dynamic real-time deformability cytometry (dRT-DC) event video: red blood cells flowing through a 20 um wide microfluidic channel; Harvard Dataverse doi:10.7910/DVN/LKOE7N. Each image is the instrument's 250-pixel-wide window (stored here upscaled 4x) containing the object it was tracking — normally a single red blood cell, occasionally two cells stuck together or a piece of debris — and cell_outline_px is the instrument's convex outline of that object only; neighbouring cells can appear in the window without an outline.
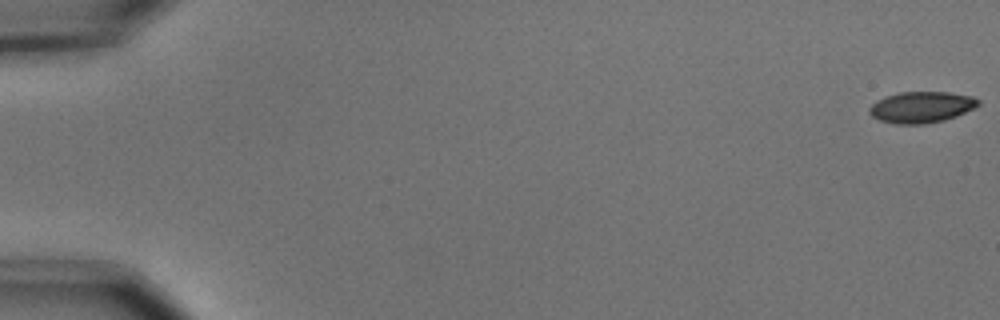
{"species": "common noctule bat (a hibernating species)", "species_latin": "Nyctalus noctula", "temperature_condition": "cold", "stored_images_in_passage": 56, "camera_frame_rate_fps": 3000, "um_per_image_px": 0.085, "animal": {"sex": "male", "body_mass_g": 15.6}, "frame": {"image": 1, "passage_image": 1, "time_ms": 0.0, "image_size_px": [1000, 320], "cell_outline_px": [[980, 104], [956, 116], [944, 120], [924, 124], [896, 124], [880, 120], [872, 116], [868, 112], [868, 108], [876, 100], [884, 96], [900, 92], [948, 92], [972, 96], [980, 100]], "centroid_in_image_um": [78.28, 9.1], "position_along_channel_um": 6.7, "area_um2": 19.83}}
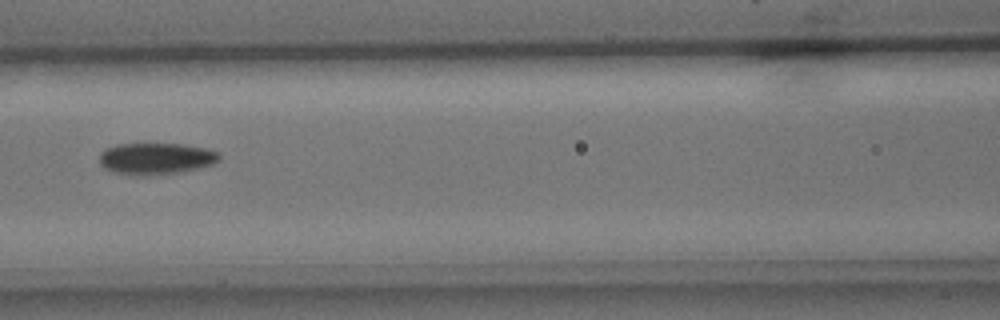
{"frame": {"image": 2, "passage_image": 26, "time_ms": 8.333, "image_size_px": [1000, 320], "cell_outline_px": [[220, 160], [216, 164], [200, 168], [180, 172], [148, 176], [136, 176], [116, 172], [104, 168], [100, 164], [100, 152], [104, 148], [116, 144], [184, 144], [208, 148], [220, 152]], "centroid_in_image_um": [13.3, 13.48], "position_along_channel_um": 153.3, "area_um2": 22.54}}
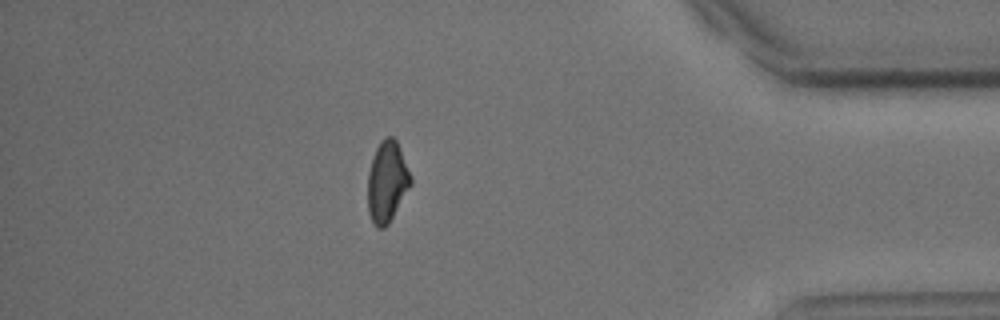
{"frame": {"image": 3, "passage_image": 49, "time_ms": 16.0, "image_size_px": [1000, 320], "cell_outline_px": [[412, 184], [388, 224], [384, 228], [380, 228], [372, 224], [368, 212], [368, 172], [376, 148], [380, 140], [384, 136], [392, 136], [396, 140], [412, 176]], "centroid_in_image_um": [32.9, 15.44], "position_along_channel_um": 402.3, "area_um2": 20.35}, "authors_computed_cell_mechanics": {"area_um2": 20.6346, "velocity_mm_per_s": 3.6956, "shape_relaxation_time_tau1_ms": 4.4574, "shape_relaxation_time_tau2_ms": 7.8763, "deformation_change_tau1": 0.1134, "deformation_change_tau2": 0.1354}}